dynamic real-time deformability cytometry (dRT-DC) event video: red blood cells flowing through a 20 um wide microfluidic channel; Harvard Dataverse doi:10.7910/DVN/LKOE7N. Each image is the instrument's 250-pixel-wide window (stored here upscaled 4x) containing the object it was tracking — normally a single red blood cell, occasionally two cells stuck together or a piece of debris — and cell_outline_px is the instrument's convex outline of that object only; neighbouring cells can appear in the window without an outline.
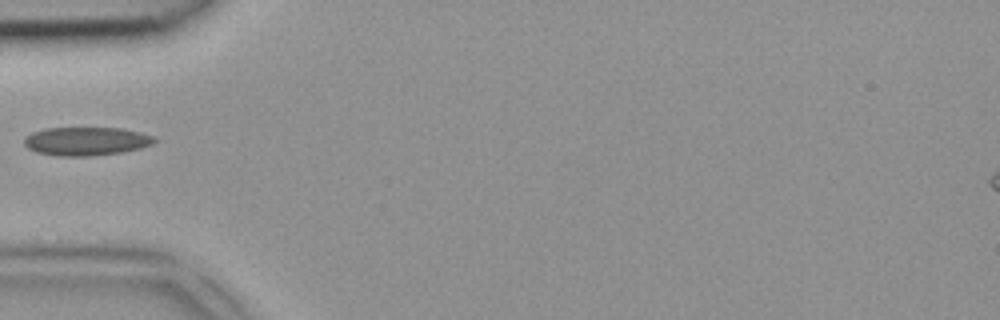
{"species": "common noctule bat (a hibernating species)", "species_latin": "Nyctalus noctula", "temperature_condition": "room temperature", "stored_images_in_passage": 32, "camera_frame_rate_fps": 3000, "um_per_image_px": 0.085, "animal": {"sex": "female", "body_mass_g": 18.4}, "frame": {"image": 1, "passage_image": 1, "time_ms": 0.0, "image_size_px": [1000, 320], "cell_outline_px": [[160, 140], [152, 144], [140, 148], [120, 152], [92, 156], [56, 156], [36, 152], [28, 148], [24, 144], [24, 136], [32, 132], [44, 128], [120, 128], [140, 132], [156, 136]], "centroid_in_image_um": [7.33, 12.0], "position_along_channel_um": 77.7, "area_um2": 21.85}}
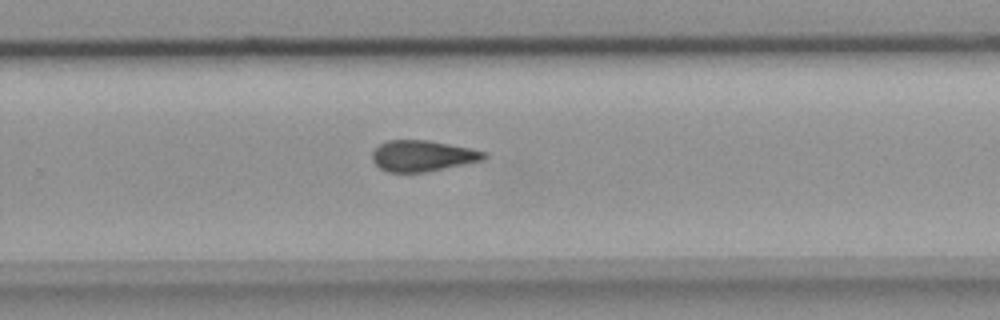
{"frame": {"image": 2, "passage_image": 16, "time_ms": 5.0, "image_size_px": [1000, 320], "cell_outline_px": [[488, 156], [484, 160], [424, 172], [388, 172], [380, 168], [372, 160], [372, 152], [380, 144], [388, 140], [428, 140], [472, 148], [488, 152]], "centroid_in_image_um": [35.95, 13.24], "position_along_channel_um": 293.9, "area_um2": 20.23}}
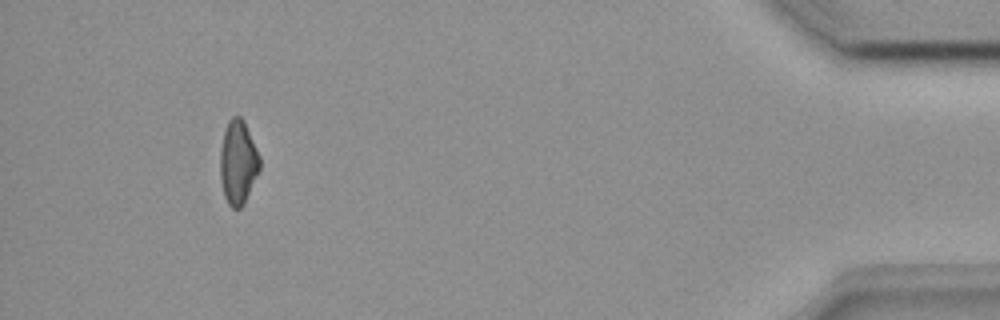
{"frame": {"image": 3, "passage_image": 29, "time_ms": 9.333, "image_size_px": [1000, 320], "cell_outline_px": [[260, 168], [244, 204], [240, 208], [232, 208], [228, 204], [224, 196], [220, 180], [220, 148], [224, 128], [228, 120], [232, 116], [240, 116], [244, 120], [260, 156]], "centroid_in_image_um": [20.22, 13.78], "position_along_channel_um": 415.0, "area_um2": 19.59}}